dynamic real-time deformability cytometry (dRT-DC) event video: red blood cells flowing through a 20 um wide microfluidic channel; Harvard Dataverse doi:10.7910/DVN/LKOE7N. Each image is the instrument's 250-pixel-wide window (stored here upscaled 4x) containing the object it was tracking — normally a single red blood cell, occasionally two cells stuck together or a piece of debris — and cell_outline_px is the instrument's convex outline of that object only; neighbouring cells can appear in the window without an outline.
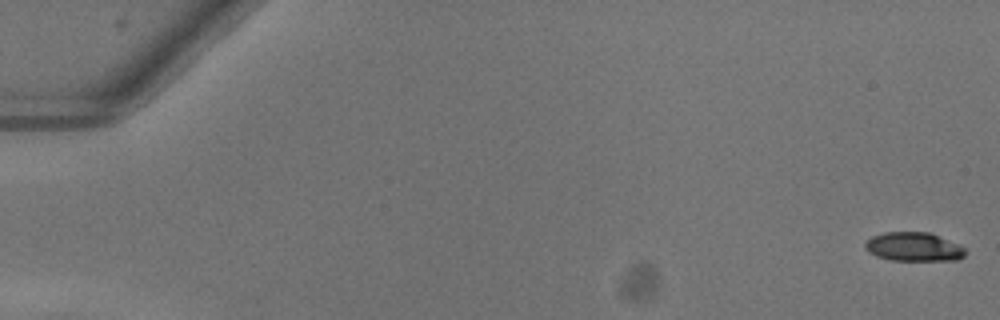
{"species": "common noctule bat (a hibernating species)", "species_latin": "Nyctalus noctula", "temperature_condition": "warm", "stored_images_in_passage": 53, "camera_frame_rate_fps": 3000, "um_per_image_px": 0.085, "animal": {"sex": "female"}, "frame": {"image": 1, "passage_image": 1, "time_ms": 0.0, "image_size_px": [1000, 320], "cell_outline_px": [[968, 252], [964, 256], [956, 260], [892, 260], [876, 256], [868, 252], [864, 248], [864, 244], [872, 236], [884, 232], [928, 232], [956, 244], [964, 248]], "centroid_in_image_um": [77.63, 20.98], "position_along_channel_um": 7.4, "area_um2": 16.7}}
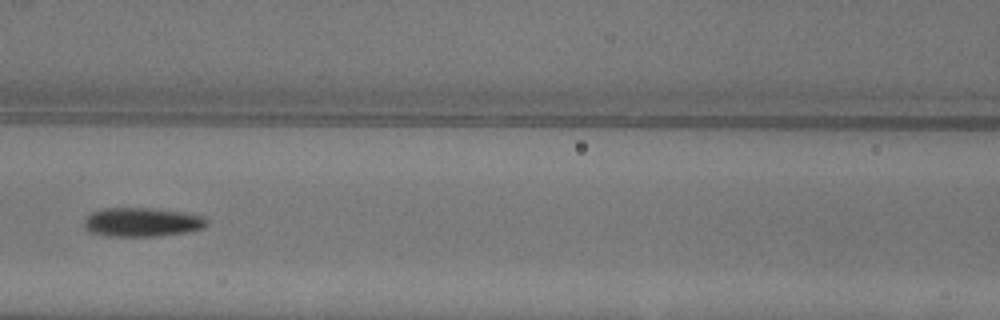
{"frame": {"image": 2, "passage_image": 25, "time_ms": 8.0, "image_size_px": [1000, 320], "cell_outline_px": [[208, 224], [204, 228], [188, 232], [160, 236], [108, 236], [88, 232], [84, 228], [84, 220], [92, 212], [104, 208], [152, 208], [184, 212], [208, 216]], "centroid_in_image_um": [12.12, 18.88], "position_along_channel_um": 154.5, "area_um2": 21.1}}
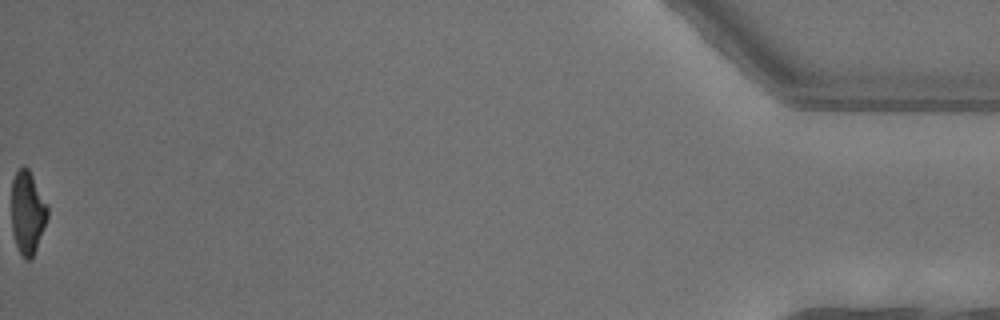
{"frame": {"image": 3, "passage_image": 53, "time_ms": 17.333, "image_size_px": [1000, 320], "cell_outline_px": [[48, 216], [32, 260], [24, 260], [16, 244], [12, 232], [12, 180], [16, 172], [24, 164], [28, 168], [48, 208]], "centroid_in_image_um": [2.32, 18.09], "position_along_channel_um": 432.9, "area_um2": 17.22}, "authors_computed_cell_mechanics": {"area_um2": 19.3052, "velocity_mm_per_s": 4.0586, "shape_relaxation_time_tau1_ms": 3.396, "shape_relaxation_time_tau2_ms": 3.7783, "deformation_change_tau1": 0.1655, "deformation_change_tau2": 0.1122}}